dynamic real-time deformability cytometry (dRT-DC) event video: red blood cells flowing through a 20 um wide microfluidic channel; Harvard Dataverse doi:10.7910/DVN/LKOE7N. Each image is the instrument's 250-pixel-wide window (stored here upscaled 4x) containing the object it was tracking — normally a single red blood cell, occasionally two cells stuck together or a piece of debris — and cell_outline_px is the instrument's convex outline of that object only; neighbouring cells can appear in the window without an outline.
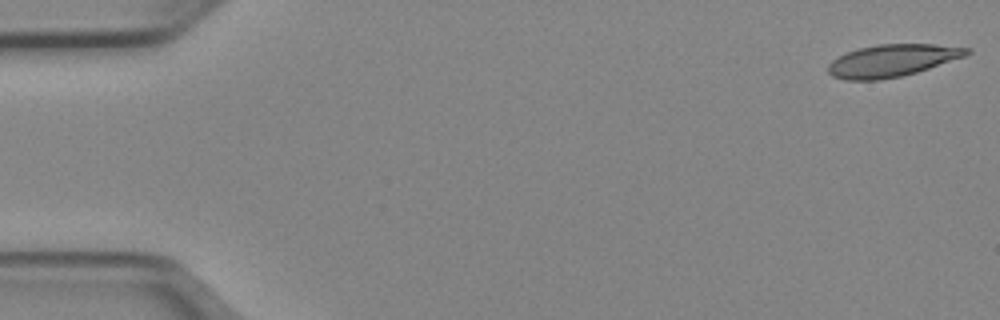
{"species": "Egyptian fruit bat (a non-hibernating species)", "species_latin": "Rousettus aegyptiacus", "temperature_condition": "cold", "stored_images_in_passage": 5, "camera_frame_rate_fps": 3000, "um_per_image_px": 0.085, "animal": {"sex": "female"}, "frame": {"image": 1, "passage_image": 1, "time_ms": 0.0, "image_size_px": [1000, 320], "cell_outline_px": [[972, 52], [964, 56], [916, 72], [900, 76], [880, 80], [844, 80], [832, 76], [828, 72], [828, 64], [836, 56], [860, 48], [876, 44], [932, 44], [972, 48]], "centroid_in_image_um": [75.8, 5.14], "position_along_channel_um": 9.2, "area_um2": 25.95}}